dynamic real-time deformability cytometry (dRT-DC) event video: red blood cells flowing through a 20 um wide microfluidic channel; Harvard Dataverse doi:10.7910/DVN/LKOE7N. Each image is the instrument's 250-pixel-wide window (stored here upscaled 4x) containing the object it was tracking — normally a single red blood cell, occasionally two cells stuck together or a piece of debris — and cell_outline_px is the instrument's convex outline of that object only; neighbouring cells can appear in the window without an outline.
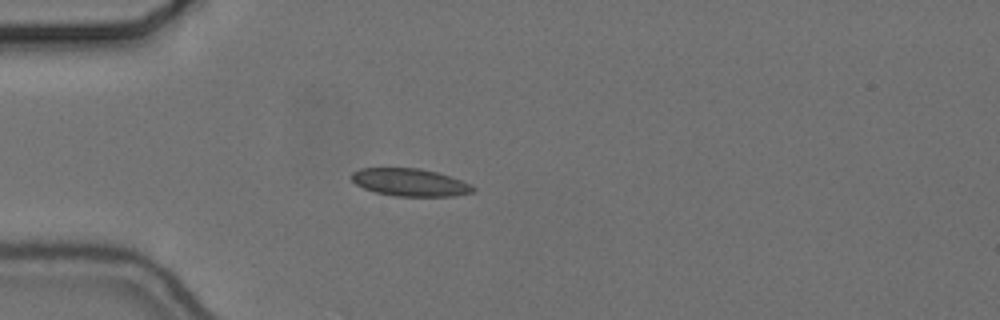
{"species": "common noctule bat (a hibernating species)", "species_latin": "Nyctalus noctula", "temperature_condition": "cold", "stored_images_in_passage": 41, "camera_frame_rate_fps": 3000, "um_per_image_px": 0.085, "animal": {"sex": "female", "body_mass_g": 24.6, "forearm_length_mm": 56.2}, "frame": {"image": 1, "passage_image": 1, "time_ms": 0.0, "image_size_px": [1000, 320], "cell_outline_px": [[476, 192], [452, 196], [396, 196], [376, 192], [364, 188], [356, 184], [352, 180], [352, 172], [360, 168], [420, 168], [436, 172], [460, 180], [476, 188]], "centroid_in_image_um": [34.84, 15.5], "position_along_channel_um": 50.2, "area_um2": 19.36}}
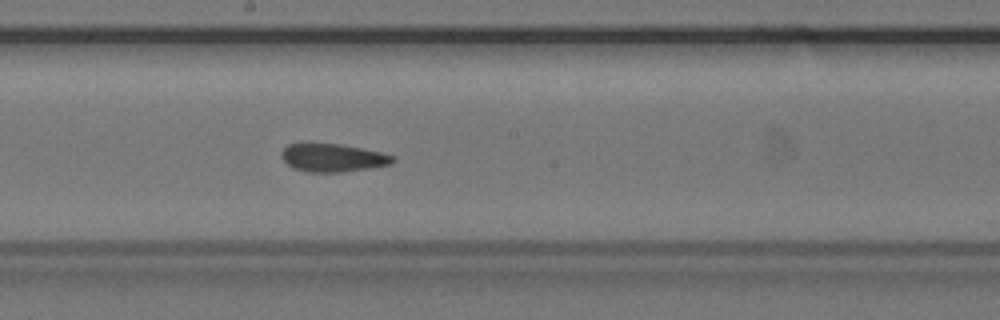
{"frame": {"image": 2, "passage_image": 16, "time_ms": 5.0, "image_size_px": [1000, 320], "cell_outline_px": [[396, 160], [392, 164], [368, 168], [340, 172], [308, 172], [292, 168], [280, 156], [280, 152], [288, 144], [340, 144], [380, 152], [396, 156]], "centroid_in_image_um": [28.29, 13.41], "position_along_channel_um": 219.9, "area_um2": 18.09}}
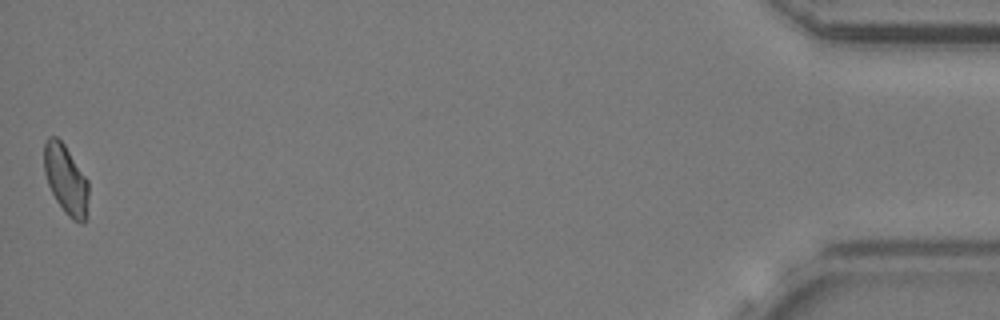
{"frame": {"image": 3, "passage_image": 41, "time_ms": 13.333, "image_size_px": [1000, 320], "cell_outline_px": [[88, 216], [84, 224], [80, 224], [72, 220], [64, 212], [56, 200], [48, 184], [44, 172], [44, 144], [48, 136], [56, 136], [64, 144], [88, 180]], "centroid_in_image_um": [5.62, 15.31], "position_along_channel_um": 429.6, "area_um2": 18.21}, "authors_computed_cell_mechanics": {"area_um2": 18.5538, "velocity_mm_per_s": 3.659, "shape_relaxation_time_tau1_ms": null, "shape_relaxation_time_tau2_ms": 3.5737, "deformation_change_tau1": null, "deformation_change_tau2": 0.0582}}